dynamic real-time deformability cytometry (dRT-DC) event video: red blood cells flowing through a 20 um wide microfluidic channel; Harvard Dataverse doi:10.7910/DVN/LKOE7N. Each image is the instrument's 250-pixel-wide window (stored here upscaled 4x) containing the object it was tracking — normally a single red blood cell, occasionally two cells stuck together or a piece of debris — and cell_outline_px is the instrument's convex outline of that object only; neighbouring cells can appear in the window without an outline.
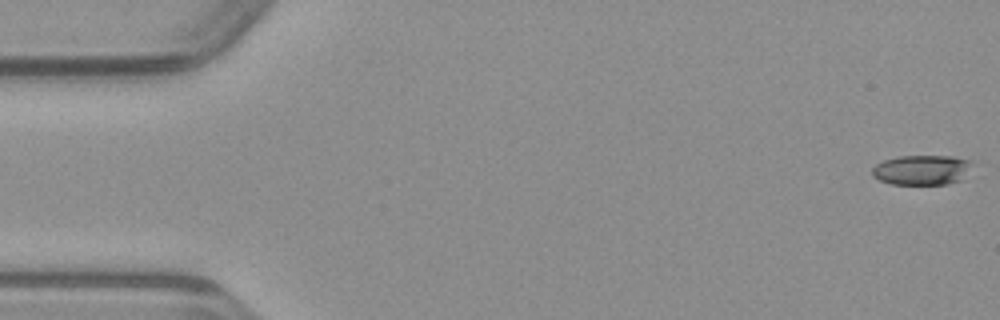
{"species": "common noctule bat (a hibernating species)", "species_latin": "Nyctalus noctula", "temperature_condition": "warm", "stored_images_in_passage": 49, "camera_frame_rate_fps": 3000, "um_per_image_px": 0.085, "animal": {"sex": "male", "body_mass_g": 23.1, "forearm_length_mm": 52.7}, "frame": {"image": 1, "passage_image": 1, "time_ms": 0.0, "image_size_px": [1000, 320], "cell_outline_px": [[972, 164], [960, 180], [948, 184], [892, 184], [880, 180], [872, 176], [872, 168], [876, 164], [884, 160], [900, 156], [952, 156], [972, 160]], "centroid_in_image_um": [78.34, 14.44], "position_along_channel_um": 6.7, "area_um2": 17.34}}
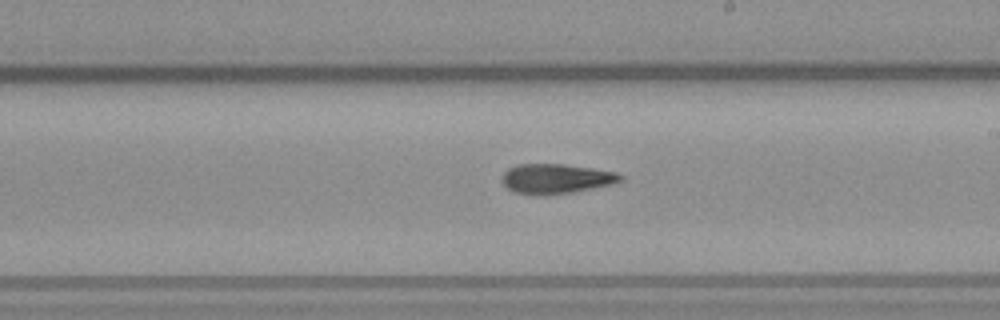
{"frame": {"image": 2, "passage_image": 28, "time_ms": 9.0, "image_size_px": [1000, 320], "cell_outline_px": [[624, 180], [612, 184], [572, 192], [544, 196], [536, 196], [516, 192], [508, 188], [500, 180], [500, 176], [508, 168], [516, 164], [564, 164], [592, 168], [616, 172], [624, 176]], "centroid_in_image_um": [47.24, 15.19], "position_along_channel_um": 241.8, "area_um2": 20.81}}
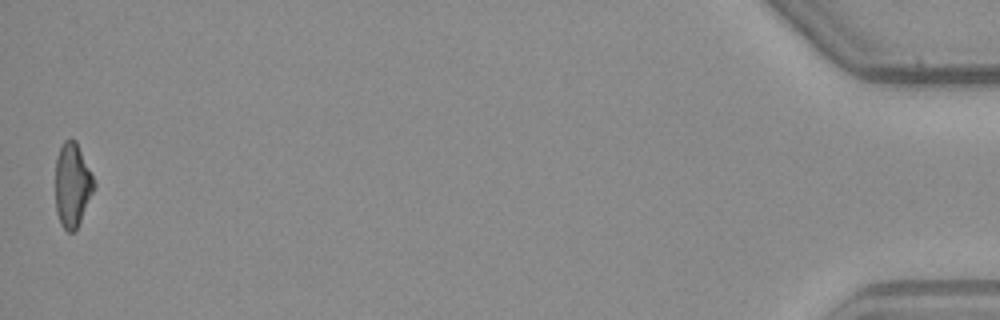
{"frame": {"image": 3, "passage_image": 49, "time_ms": 16.0, "image_size_px": [1000, 320], "cell_outline_px": [[96, 188], [76, 228], [72, 232], [68, 232], [60, 224], [56, 212], [56, 160], [60, 148], [64, 140], [76, 140], [96, 184]], "centroid_in_image_um": [6.16, 15.74], "position_along_channel_um": 429.0, "area_um2": 18.73}}